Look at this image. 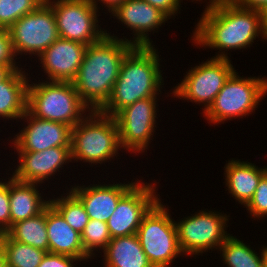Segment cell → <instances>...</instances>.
I'll return each instance as SVG.
<instances>
[{
    "mask_svg": "<svg viewBox=\"0 0 267 267\" xmlns=\"http://www.w3.org/2000/svg\"><path fill=\"white\" fill-rule=\"evenodd\" d=\"M153 7L158 8L161 12H163L169 19L175 17L178 11L180 13V6L183 0H145Z\"/></svg>",
    "mask_w": 267,
    "mask_h": 267,
    "instance_id": "34",
    "label": "cell"
},
{
    "mask_svg": "<svg viewBox=\"0 0 267 267\" xmlns=\"http://www.w3.org/2000/svg\"><path fill=\"white\" fill-rule=\"evenodd\" d=\"M45 0H0V29L8 30L18 19L38 9Z\"/></svg>",
    "mask_w": 267,
    "mask_h": 267,
    "instance_id": "29",
    "label": "cell"
},
{
    "mask_svg": "<svg viewBox=\"0 0 267 267\" xmlns=\"http://www.w3.org/2000/svg\"><path fill=\"white\" fill-rule=\"evenodd\" d=\"M245 207L254 220L267 217V172L261 177L253 197Z\"/></svg>",
    "mask_w": 267,
    "mask_h": 267,
    "instance_id": "30",
    "label": "cell"
},
{
    "mask_svg": "<svg viewBox=\"0 0 267 267\" xmlns=\"http://www.w3.org/2000/svg\"><path fill=\"white\" fill-rule=\"evenodd\" d=\"M103 253V267H154L136 234L112 238Z\"/></svg>",
    "mask_w": 267,
    "mask_h": 267,
    "instance_id": "23",
    "label": "cell"
},
{
    "mask_svg": "<svg viewBox=\"0 0 267 267\" xmlns=\"http://www.w3.org/2000/svg\"><path fill=\"white\" fill-rule=\"evenodd\" d=\"M46 228L49 252L76 257L86 262L92 259L84 251L81 234L75 231L51 204L46 207Z\"/></svg>",
    "mask_w": 267,
    "mask_h": 267,
    "instance_id": "19",
    "label": "cell"
},
{
    "mask_svg": "<svg viewBox=\"0 0 267 267\" xmlns=\"http://www.w3.org/2000/svg\"><path fill=\"white\" fill-rule=\"evenodd\" d=\"M207 2V0H205ZM236 0H209V2H207V5H205L206 7H210L213 5H218V4H233Z\"/></svg>",
    "mask_w": 267,
    "mask_h": 267,
    "instance_id": "39",
    "label": "cell"
},
{
    "mask_svg": "<svg viewBox=\"0 0 267 267\" xmlns=\"http://www.w3.org/2000/svg\"><path fill=\"white\" fill-rule=\"evenodd\" d=\"M14 70L13 66H7L0 64V82L5 80Z\"/></svg>",
    "mask_w": 267,
    "mask_h": 267,
    "instance_id": "38",
    "label": "cell"
},
{
    "mask_svg": "<svg viewBox=\"0 0 267 267\" xmlns=\"http://www.w3.org/2000/svg\"><path fill=\"white\" fill-rule=\"evenodd\" d=\"M18 164L12 177L21 182L43 184L64 165L72 162L71 147H52L39 152H17Z\"/></svg>",
    "mask_w": 267,
    "mask_h": 267,
    "instance_id": "16",
    "label": "cell"
},
{
    "mask_svg": "<svg viewBox=\"0 0 267 267\" xmlns=\"http://www.w3.org/2000/svg\"><path fill=\"white\" fill-rule=\"evenodd\" d=\"M29 80L27 111L34 117L76 126L91 110L72 82ZM31 81V84H30ZM88 112V113H87Z\"/></svg>",
    "mask_w": 267,
    "mask_h": 267,
    "instance_id": "4",
    "label": "cell"
},
{
    "mask_svg": "<svg viewBox=\"0 0 267 267\" xmlns=\"http://www.w3.org/2000/svg\"><path fill=\"white\" fill-rule=\"evenodd\" d=\"M78 262L76 257L47 252L38 267H75Z\"/></svg>",
    "mask_w": 267,
    "mask_h": 267,
    "instance_id": "33",
    "label": "cell"
},
{
    "mask_svg": "<svg viewBox=\"0 0 267 267\" xmlns=\"http://www.w3.org/2000/svg\"><path fill=\"white\" fill-rule=\"evenodd\" d=\"M8 32L16 58L23 54L38 57L59 38L54 12L46 2L18 19Z\"/></svg>",
    "mask_w": 267,
    "mask_h": 267,
    "instance_id": "11",
    "label": "cell"
},
{
    "mask_svg": "<svg viewBox=\"0 0 267 267\" xmlns=\"http://www.w3.org/2000/svg\"><path fill=\"white\" fill-rule=\"evenodd\" d=\"M52 8L59 38L91 45L106 35L98 24L100 12L88 0H45ZM99 13V14H98Z\"/></svg>",
    "mask_w": 267,
    "mask_h": 267,
    "instance_id": "10",
    "label": "cell"
},
{
    "mask_svg": "<svg viewBox=\"0 0 267 267\" xmlns=\"http://www.w3.org/2000/svg\"><path fill=\"white\" fill-rule=\"evenodd\" d=\"M63 195L61 194L57 198L53 197V199L49 198L50 204L75 231L81 234L89 222V216L86 213L85 207L81 200L69 188Z\"/></svg>",
    "mask_w": 267,
    "mask_h": 267,
    "instance_id": "27",
    "label": "cell"
},
{
    "mask_svg": "<svg viewBox=\"0 0 267 267\" xmlns=\"http://www.w3.org/2000/svg\"><path fill=\"white\" fill-rule=\"evenodd\" d=\"M5 251L6 267H38L47 252L31 245L12 240L0 234Z\"/></svg>",
    "mask_w": 267,
    "mask_h": 267,
    "instance_id": "26",
    "label": "cell"
},
{
    "mask_svg": "<svg viewBox=\"0 0 267 267\" xmlns=\"http://www.w3.org/2000/svg\"><path fill=\"white\" fill-rule=\"evenodd\" d=\"M20 120L24 124L10 142L17 152H39L52 147H71L72 127L32 116L26 111Z\"/></svg>",
    "mask_w": 267,
    "mask_h": 267,
    "instance_id": "14",
    "label": "cell"
},
{
    "mask_svg": "<svg viewBox=\"0 0 267 267\" xmlns=\"http://www.w3.org/2000/svg\"><path fill=\"white\" fill-rule=\"evenodd\" d=\"M233 4L242 9L259 12L267 6V0H236Z\"/></svg>",
    "mask_w": 267,
    "mask_h": 267,
    "instance_id": "35",
    "label": "cell"
},
{
    "mask_svg": "<svg viewBox=\"0 0 267 267\" xmlns=\"http://www.w3.org/2000/svg\"><path fill=\"white\" fill-rule=\"evenodd\" d=\"M0 267H6L5 251H4L1 237H0Z\"/></svg>",
    "mask_w": 267,
    "mask_h": 267,
    "instance_id": "40",
    "label": "cell"
},
{
    "mask_svg": "<svg viewBox=\"0 0 267 267\" xmlns=\"http://www.w3.org/2000/svg\"><path fill=\"white\" fill-rule=\"evenodd\" d=\"M190 215L175 222L178 243L185 256L217 250L231 235L226 231L230 216L225 213L204 209Z\"/></svg>",
    "mask_w": 267,
    "mask_h": 267,
    "instance_id": "8",
    "label": "cell"
},
{
    "mask_svg": "<svg viewBox=\"0 0 267 267\" xmlns=\"http://www.w3.org/2000/svg\"><path fill=\"white\" fill-rule=\"evenodd\" d=\"M210 59V60H209ZM204 63L191 67L186 71L184 79L171 90L173 98H178L195 104L205 112L213 103L215 97L225 82L235 71L230 59L209 58ZM178 85V86H177Z\"/></svg>",
    "mask_w": 267,
    "mask_h": 267,
    "instance_id": "9",
    "label": "cell"
},
{
    "mask_svg": "<svg viewBox=\"0 0 267 267\" xmlns=\"http://www.w3.org/2000/svg\"><path fill=\"white\" fill-rule=\"evenodd\" d=\"M117 36L106 30L100 41L88 45L80 69L72 81L81 100L91 111H99L106 104L123 58L134 47L128 38Z\"/></svg>",
    "mask_w": 267,
    "mask_h": 267,
    "instance_id": "2",
    "label": "cell"
},
{
    "mask_svg": "<svg viewBox=\"0 0 267 267\" xmlns=\"http://www.w3.org/2000/svg\"><path fill=\"white\" fill-rule=\"evenodd\" d=\"M230 160L224 166L226 189L230 197H234L235 201L246 206L253 197L261 177L267 172V165L258 168L251 162L235 158Z\"/></svg>",
    "mask_w": 267,
    "mask_h": 267,
    "instance_id": "20",
    "label": "cell"
},
{
    "mask_svg": "<svg viewBox=\"0 0 267 267\" xmlns=\"http://www.w3.org/2000/svg\"><path fill=\"white\" fill-rule=\"evenodd\" d=\"M155 185L138 179L120 198L117 208L106 222L112 238L136 234L144 216L160 200Z\"/></svg>",
    "mask_w": 267,
    "mask_h": 267,
    "instance_id": "13",
    "label": "cell"
},
{
    "mask_svg": "<svg viewBox=\"0 0 267 267\" xmlns=\"http://www.w3.org/2000/svg\"><path fill=\"white\" fill-rule=\"evenodd\" d=\"M23 69L14 70L0 82V118L19 122L27 111V89L31 77Z\"/></svg>",
    "mask_w": 267,
    "mask_h": 267,
    "instance_id": "22",
    "label": "cell"
},
{
    "mask_svg": "<svg viewBox=\"0 0 267 267\" xmlns=\"http://www.w3.org/2000/svg\"><path fill=\"white\" fill-rule=\"evenodd\" d=\"M7 179L6 181L0 178V234L6 233L11 228L9 176Z\"/></svg>",
    "mask_w": 267,
    "mask_h": 267,
    "instance_id": "31",
    "label": "cell"
},
{
    "mask_svg": "<svg viewBox=\"0 0 267 267\" xmlns=\"http://www.w3.org/2000/svg\"><path fill=\"white\" fill-rule=\"evenodd\" d=\"M19 58L20 57L16 58L14 54L8 30L0 29V64L13 66L15 69H21V66L17 65L19 62H16V59Z\"/></svg>",
    "mask_w": 267,
    "mask_h": 267,
    "instance_id": "32",
    "label": "cell"
},
{
    "mask_svg": "<svg viewBox=\"0 0 267 267\" xmlns=\"http://www.w3.org/2000/svg\"><path fill=\"white\" fill-rule=\"evenodd\" d=\"M203 11L190 40L195 46L219 50L212 58L230 59L226 51L247 49L259 36L264 41L258 11L234 4L213 5Z\"/></svg>",
    "mask_w": 267,
    "mask_h": 267,
    "instance_id": "1",
    "label": "cell"
},
{
    "mask_svg": "<svg viewBox=\"0 0 267 267\" xmlns=\"http://www.w3.org/2000/svg\"><path fill=\"white\" fill-rule=\"evenodd\" d=\"M161 202L159 200L144 216L136 235L154 267H171V263L184 254L178 243L176 221Z\"/></svg>",
    "mask_w": 267,
    "mask_h": 267,
    "instance_id": "7",
    "label": "cell"
},
{
    "mask_svg": "<svg viewBox=\"0 0 267 267\" xmlns=\"http://www.w3.org/2000/svg\"><path fill=\"white\" fill-rule=\"evenodd\" d=\"M87 45L58 38L37 58L46 81L72 82L80 69ZM49 79V80H48Z\"/></svg>",
    "mask_w": 267,
    "mask_h": 267,
    "instance_id": "17",
    "label": "cell"
},
{
    "mask_svg": "<svg viewBox=\"0 0 267 267\" xmlns=\"http://www.w3.org/2000/svg\"><path fill=\"white\" fill-rule=\"evenodd\" d=\"M112 239L106 222L89 219L81 233V243L84 251L93 259L96 251H103Z\"/></svg>",
    "mask_w": 267,
    "mask_h": 267,
    "instance_id": "28",
    "label": "cell"
},
{
    "mask_svg": "<svg viewBox=\"0 0 267 267\" xmlns=\"http://www.w3.org/2000/svg\"><path fill=\"white\" fill-rule=\"evenodd\" d=\"M119 150L122 149L114 117L90 111L71 129L72 162H88L92 167V164L102 165L117 158Z\"/></svg>",
    "mask_w": 267,
    "mask_h": 267,
    "instance_id": "5",
    "label": "cell"
},
{
    "mask_svg": "<svg viewBox=\"0 0 267 267\" xmlns=\"http://www.w3.org/2000/svg\"><path fill=\"white\" fill-rule=\"evenodd\" d=\"M160 60L154 46H134L123 58L111 96L99 111L114 117L137 100L161 95L164 78Z\"/></svg>",
    "mask_w": 267,
    "mask_h": 267,
    "instance_id": "3",
    "label": "cell"
},
{
    "mask_svg": "<svg viewBox=\"0 0 267 267\" xmlns=\"http://www.w3.org/2000/svg\"><path fill=\"white\" fill-rule=\"evenodd\" d=\"M267 96V77H243L236 72L225 82L210 107L202 112L208 123L221 124L227 120L246 117L257 110Z\"/></svg>",
    "mask_w": 267,
    "mask_h": 267,
    "instance_id": "6",
    "label": "cell"
},
{
    "mask_svg": "<svg viewBox=\"0 0 267 267\" xmlns=\"http://www.w3.org/2000/svg\"><path fill=\"white\" fill-rule=\"evenodd\" d=\"M135 179L124 184H90L70 186V190L81 200L89 219L107 222L115 211L120 198L137 182Z\"/></svg>",
    "mask_w": 267,
    "mask_h": 267,
    "instance_id": "18",
    "label": "cell"
},
{
    "mask_svg": "<svg viewBox=\"0 0 267 267\" xmlns=\"http://www.w3.org/2000/svg\"><path fill=\"white\" fill-rule=\"evenodd\" d=\"M38 183L21 182L9 177L10 217L11 226L14 223L37 216L50 204L44 200ZM42 194V195H41Z\"/></svg>",
    "mask_w": 267,
    "mask_h": 267,
    "instance_id": "21",
    "label": "cell"
},
{
    "mask_svg": "<svg viewBox=\"0 0 267 267\" xmlns=\"http://www.w3.org/2000/svg\"><path fill=\"white\" fill-rule=\"evenodd\" d=\"M157 100V97L137 100L114 116L122 150L139 154L148 149L157 127Z\"/></svg>",
    "mask_w": 267,
    "mask_h": 267,
    "instance_id": "12",
    "label": "cell"
},
{
    "mask_svg": "<svg viewBox=\"0 0 267 267\" xmlns=\"http://www.w3.org/2000/svg\"><path fill=\"white\" fill-rule=\"evenodd\" d=\"M218 251L227 267H265L267 261V245L261 248L260 253H257L243 240L232 234L219 247Z\"/></svg>",
    "mask_w": 267,
    "mask_h": 267,
    "instance_id": "24",
    "label": "cell"
},
{
    "mask_svg": "<svg viewBox=\"0 0 267 267\" xmlns=\"http://www.w3.org/2000/svg\"><path fill=\"white\" fill-rule=\"evenodd\" d=\"M260 13V22H261V31L264 37V40H267V6L264 7Z\"/></svg>",
    "mask_w": 267,
    "mask_h": 267,
    "instance_id": "37",
    "label": "cell"
},
{
    "mask_svg": "<svg viewBox=\"0 0 267 267\" xmlns=\"http://www.w3.org/2000/svg\"><path fill=\"white\" fill-rule=\"evenodd\" d=\"M91 2L97 9H100V5H98L100 2L102 3L101 6L104 5V8H106L105 11H108L111 13L117 6L122 4L125 0H88Z\"/></svg>",
    "mask_w": 267,
    "mask_h": 267,
    "instance_id": "36",
    "label": "cell"
},
{
    "mask_svg": "<svg viewBox=\"0 0 267 267\" xmlns=\"http://www.w3.org/2000/svg\"><path fill=\"white\" fill-rule=\"evenodd\" d=\"M6 234L14 241L49 252L46 228V208L37 216L14 223Z\"/></svg>",
    "mask_w": 267,
    "mask_h": 267,
    "instance_id": "25",
    "label": "cell"
},
{
    "mask_svg": "<svg viewBox=\"0 0 267 267\" xmlns=\"http://www.w3.org/2000/svg\"><path fill=\"white\" fill-rule=\"evenodd\" d=\"M110 15L121 22L122 26L124 24L129 31H133L134 37L129 38L131 40L128 42L133 46L142 47L155 46L149 32H158L159 27L169 20L163 12L145 0H125Z\"/></svg>",
    "mask_w": 267,
    "mask_h": 267,
    "instance_id": "15",
    "label": "cell"
}]
</instances>
